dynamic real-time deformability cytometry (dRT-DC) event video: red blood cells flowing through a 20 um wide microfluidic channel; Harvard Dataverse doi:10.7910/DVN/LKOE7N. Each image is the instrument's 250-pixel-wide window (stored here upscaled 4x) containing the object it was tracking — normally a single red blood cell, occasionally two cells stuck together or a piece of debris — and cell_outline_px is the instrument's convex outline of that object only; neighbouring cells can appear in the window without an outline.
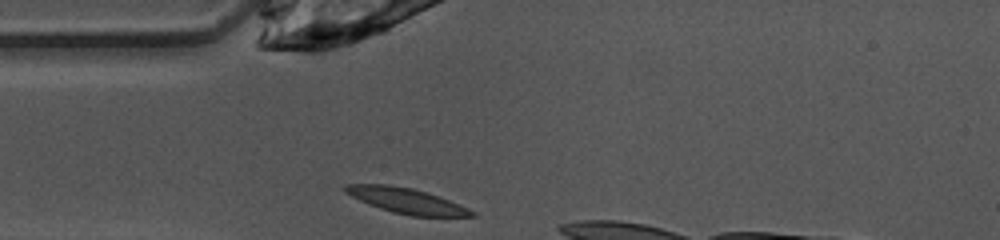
{"species": "common noctule bat (a hibernating species)", "species_latin": "Nyctalus noctula", "temperature_condition": "warm", "stored_images_in_passage": 4, "camera_frame_rate_fps": 3000, "um_per_image_px": 0.085, "animal": {"sex": "female", "body_mass_g": 10.0, "forearm_length_mm": 53.1}, "frame": {"image": 1, "passage_image": 1, "time_ms": 0.0, "image_size_px": [1000, 240], "cell_outline_px": [[476, 216], [412, 216], [392, 212], [368, 204], [344, 192], [344, 184], [388, 184], [412, 188], [448, 200], [468, 208], [476, 212]], "centroid_in_image_um": [34.51, 17.06], "position_along_channel_um": 50.5, "area_um2": 18.38}}